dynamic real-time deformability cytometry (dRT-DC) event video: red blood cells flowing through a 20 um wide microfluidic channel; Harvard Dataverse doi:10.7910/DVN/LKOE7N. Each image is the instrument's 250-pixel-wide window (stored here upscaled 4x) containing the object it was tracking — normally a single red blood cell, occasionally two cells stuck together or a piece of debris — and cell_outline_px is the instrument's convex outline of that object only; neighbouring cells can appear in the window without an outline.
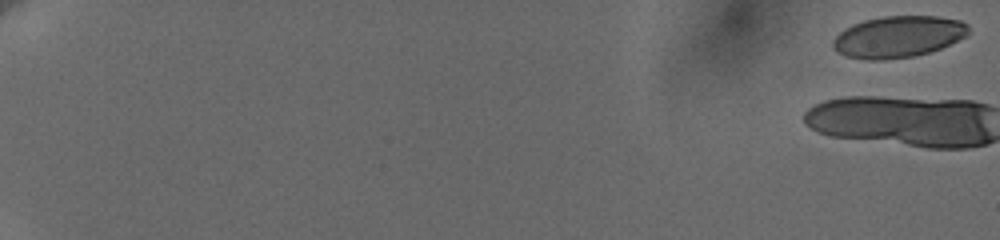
{"species": "human", "species_latin": "Homo sapiens", "temperature_condition": "cold", "stored_images_in_passage": 18, "camera_frame_rate_fps": 3000, "um_per_image_px": 0.085, "donor": {"sex": "female"}, "frame": {"image": 1, "passage_image": 1, "time_ms": 0.0, "image_size_px": [1000, 240], "cell_outline_px": [[968, 36], [940, 48], [928, 52], [912, 56], [884, 60], [868, 60], [844, 56], [832, 48], [832, 40], [844, 28], [852, 24], [864, 20], [884, 16], [936, 16], [960, 20], [968, 24]], "centroid_in_image_um": [76.32, 3.12], "position_along_channel_um": 8.7, "area_um2": 32.95}}